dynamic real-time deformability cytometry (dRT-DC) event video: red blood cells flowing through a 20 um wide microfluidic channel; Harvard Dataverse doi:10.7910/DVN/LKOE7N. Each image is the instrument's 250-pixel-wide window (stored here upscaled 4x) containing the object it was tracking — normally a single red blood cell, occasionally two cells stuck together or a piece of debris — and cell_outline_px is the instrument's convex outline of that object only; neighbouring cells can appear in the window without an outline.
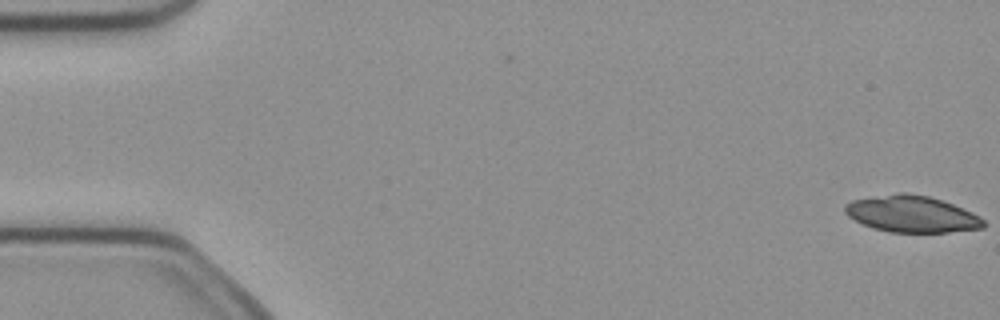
{"species": "common noctule bat (a hibernating species)", "species_latin": "Nyctalus noctula", "temperature_condition": "cold", "stored_images_in_passage": 2, "camera_frame_rate_fps": 3000, "um_per_image_px": 0.085, "animal": {"sex": "female", "body_mass_g": 21.9}, "frame": {"image": 1, "passage_image": 2, "time_ms": 0.333, "image_size_px": [1000, 320], "cell_outline_px": [[984, 228], [948, 232], [888, 232], [872, 228], [848, 216], [844, 212], [844, 204], [852, 200], [896, 192], [908, 192], [928, 196], [944, 200], [972, 212], [980, 216], [984, 220]], "centroid_in_image_um": [77.49, 18.18], "position_along_channel_um": 7.5, "area_um2": 29.77}}